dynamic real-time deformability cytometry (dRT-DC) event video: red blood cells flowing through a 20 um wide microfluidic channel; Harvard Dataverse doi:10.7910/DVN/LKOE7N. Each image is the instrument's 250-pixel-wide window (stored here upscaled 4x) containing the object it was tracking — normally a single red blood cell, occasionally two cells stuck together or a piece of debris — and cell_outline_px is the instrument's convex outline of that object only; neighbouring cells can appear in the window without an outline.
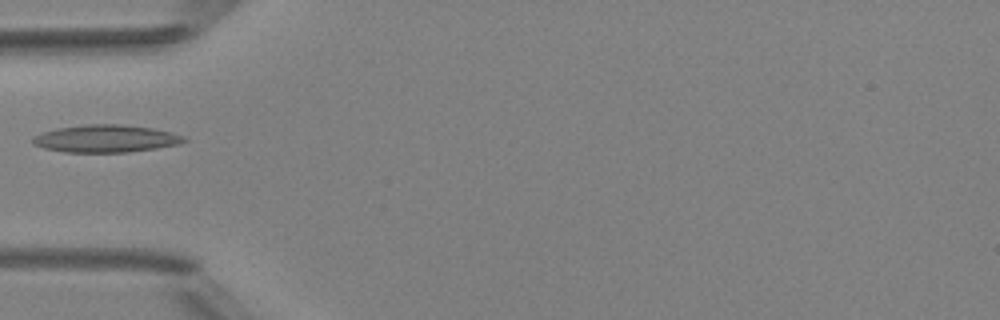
{"species": "Egyptian fruit bat (a non-hibernating species)", "species_latin": "Rousettus aegyptiacus", "temperature_condition": "room temperature", "stored_images_in_passage": 3, "camera_frame_rate_fps": 3000, "um_per_image_px": 0.085, "animal": {"sex": "female"}, "frame": {"image": 1, "passage_image": 2, "time_ms": 1.333, "image_size_px": [1000, 320], "cell_outline_px": [[188, 140], [180, 144], [156, 148], [128, 152], [64, 152], [44, 148], [32, 144], [32, 136], [56, 128], [88, 124], [120, 124], [152, 128], [172, 132], [184, 136]], "centroid_in_image_um": [9.0, 11.78], "position_along_channel_um": 76.0, "area_um2": 24.28}}
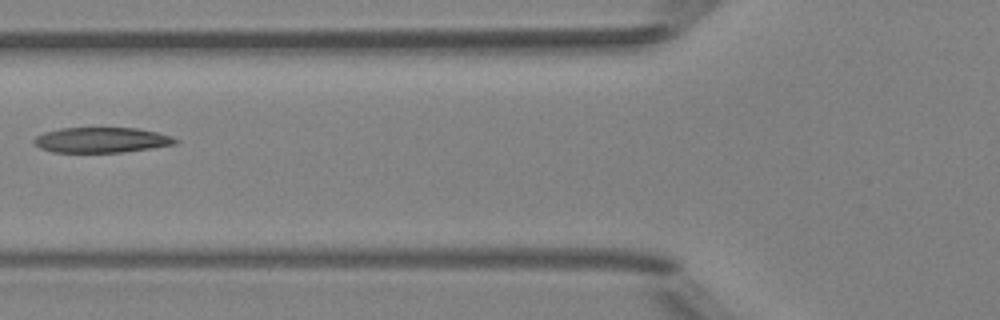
{"frame": {"image": 2, "passage_image": 3, "time_ms": 2.333, "image_size_px": [1000, 320], "cell_outline_px": [[180, 140], [176, 144], [152, 148], [124, 152], [52, 152], [40, 148], [32, 140], [36, 136], [44, 132], [60, 128], [136, 128], [156, 132], [172, 136]], "centroid_in_image_um": [8.64, 11.9], "position_along_channel_um": 117.2, "area_um2": 20.87}}